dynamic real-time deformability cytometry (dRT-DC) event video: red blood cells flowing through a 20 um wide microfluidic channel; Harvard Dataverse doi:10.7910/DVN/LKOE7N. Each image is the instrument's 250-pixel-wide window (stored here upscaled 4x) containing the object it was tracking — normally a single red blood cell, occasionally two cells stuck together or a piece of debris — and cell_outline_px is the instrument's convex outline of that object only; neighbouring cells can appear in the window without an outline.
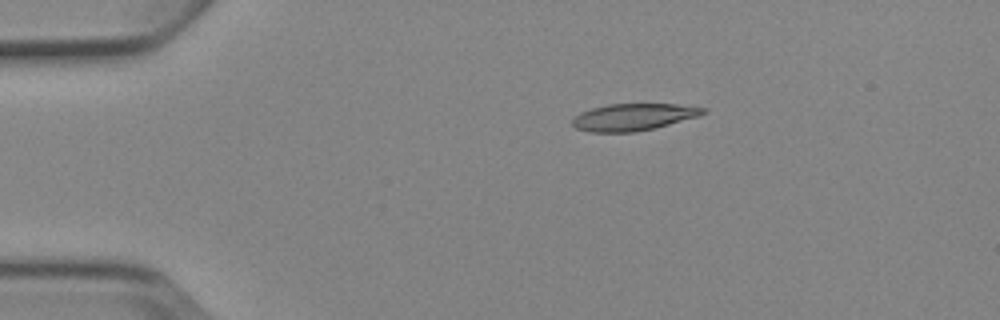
{"species": "Egyptian fruit bat (a non-hibernating species)", "species_latin": "Rousettus aegyptiacus", "temperature_condition": "cold", "stored_images_in_passage": 7, "camera_frame_rate_fps": 3000, "um_per_image_px": 0.085, "animal": {"sex": "female"}, "frame": {"image": 1, "passage_image": 2, "time_ms": 2.0, "image_size_px": [1000, 320], "cell_outline_px": [[708, 112], [700, 116], [636, 132], [592, 132], [576, 128], [572, 124], [572, 116], [580, 112], [592, 108], [608, 104], [676, 104], [708, 108]], "centroid_in_image_um": [53.84, 9.94], "position_along_channel_um": 31.2, "area_um2": 20.58}}
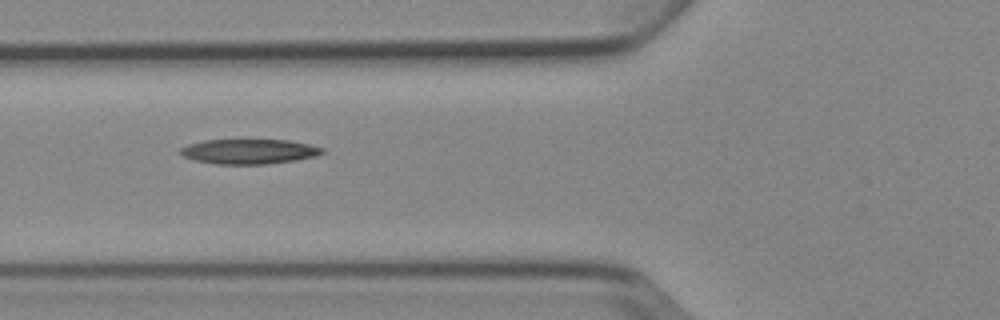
{"frame": {"image": 2, "passage_image": 5, "time_ms": 5.333, "image_size_px": [1000, 320], "cell_outline_px": [[324, 152], [316, 156], [296, 160], [268, 164], [216, 164], [196, 160], [184, 156], [180, 152], [180, 148], [188, 144], [204, 140], [288, 140], [308, 144], [324, 148]], "centroid_in_image_um": [21.19, 12.87], "position_along_channel_um": 104.6, "area_um2": 20.46}}
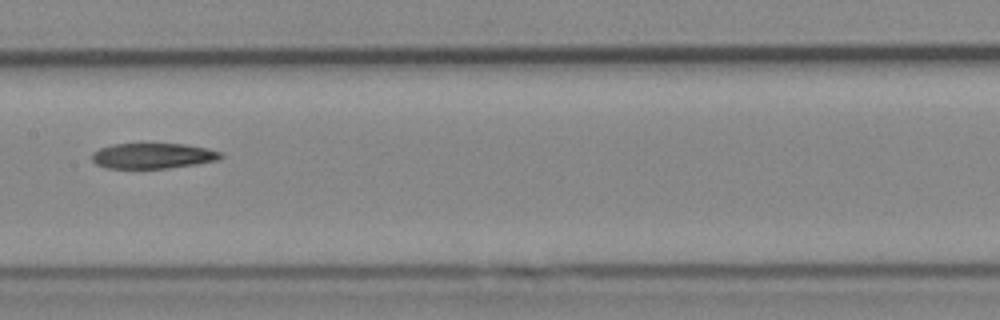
{"frame": {"image": 3, "passage_image": 7, "time_ms": 7.667, "image_size_px": [1000, 320], "cell_outline_px": [[224, 156], [216, 160], [196, 164], [168, 168], [104, 168], [96, 164], [92, 160], [92, 152], [100, 148], [112, 144], [184, 144], [208, 148], [220, 152]], "centroid_in_image_um": [12.97, 13.24], "position_along_channel_um": 194.4, "area_um2": 19.07}}